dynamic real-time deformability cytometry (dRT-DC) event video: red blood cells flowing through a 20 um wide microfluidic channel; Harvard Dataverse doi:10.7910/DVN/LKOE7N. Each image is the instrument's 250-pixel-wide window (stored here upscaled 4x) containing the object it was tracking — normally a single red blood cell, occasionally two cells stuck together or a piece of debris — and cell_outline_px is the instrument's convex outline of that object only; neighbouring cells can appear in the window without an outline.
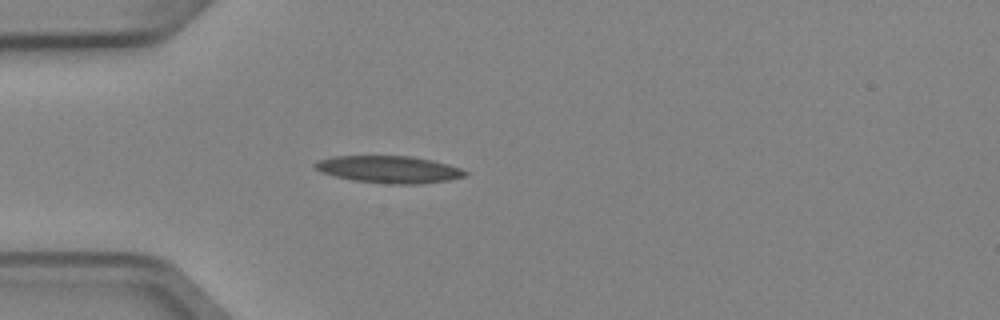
{"species": "Egyptian fruit bat (a non-hibernating species)", "species_latin": "Rousettus aegyptiacus", "temperature_condition": "cold", "stored_images_in_passage": 3, "camera_frame_rate_fps": 3000, "um_per_image_px": 0.085, "animal": {"sex": "female"}, "frame": {"image": 1, "passage_image": 3, "time_ms": 0.667, "image_size_px": [1000, 320], "cell_outline_px": [[468, 176], [448, 180], [416, 184], [388, 184], [352, 180], [320, 172], [312, 164], [316, 160], [336, 156], [412, 156], [432, 160], [448, 164], [460, 168], [468, 172]], "centroid_in_image_um": [33.07, 14.4], "position_along_channel_um": 51.9, "area_um2": 23.81}}